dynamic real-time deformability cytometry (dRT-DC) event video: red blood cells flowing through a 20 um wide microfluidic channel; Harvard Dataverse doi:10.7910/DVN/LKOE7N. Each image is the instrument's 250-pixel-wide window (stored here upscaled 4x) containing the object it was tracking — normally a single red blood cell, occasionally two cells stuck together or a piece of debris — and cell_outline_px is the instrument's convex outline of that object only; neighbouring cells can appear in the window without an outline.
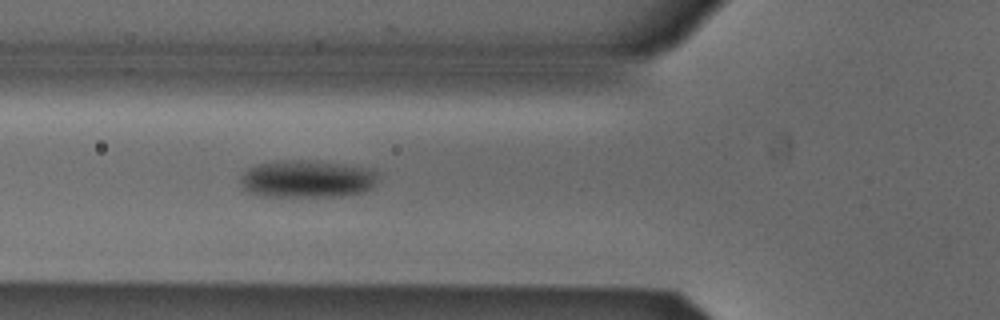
{"species": "Egyptian fruit bat (a non-hibernating species)", "species_latin": "Rousettus aegyptiacus", "temperature_condition": "cold", "stored_images_in_passage": 43, "segment_of_instrument_passage": [1, 2], "camera_frame_rate_fps": 3000, "um_per_image_px": 0.085, "animal": {"sex": "male"}, "frame": {"image": 1, "passage_image": 8, "time_ms": 2.333, "image_size_px": [1000, 320], "cell_outline_px": [[380, 176], [376, 184], [372, 188], [364, 192], [344, 196], [260, 196], [248, 192], [244, 188], [240, 180], [244, 172], [248, 168], [260, 164], [280, 160], [316, 160], [368, 168], [376, 172]], "centroid_in_image_um": [26.15, 15.21], "position_along_channel_um": 99.7, "area_um2": 30.29}}
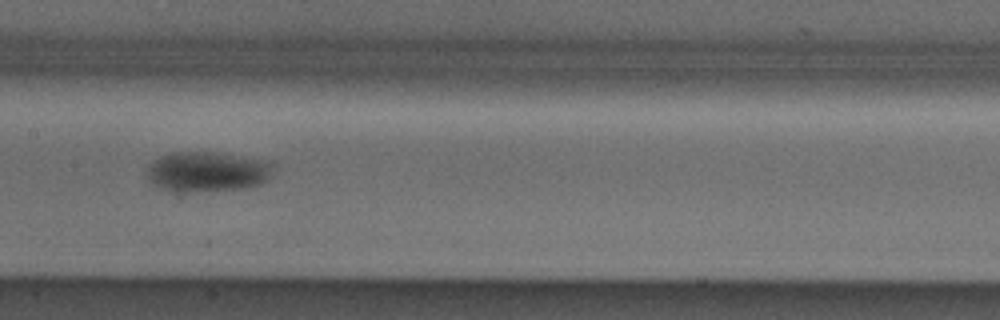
{"frame": {"image": 2, "passage_image": 15, "time_ms": 4.667, "image_size_px": [1000, 320], "cell_outline_px": [[276, 164], [272, 176], [260, 184], [248, 188], [168, 192], [152, 184], [148, 180], [148, 164], [152, 160], [160, 156], [172, 152], [216, 152], [272, 160]], "centroid_in_image_um": [17.67, 14.57], "position_along_channel_um": 189.7, "area_um2": 30.17}}
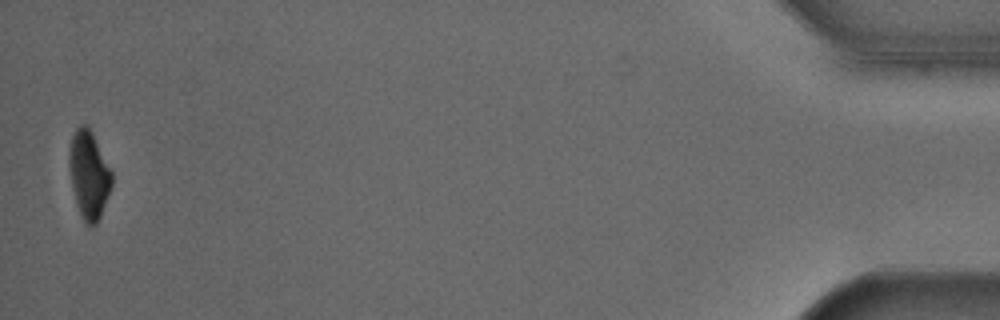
{"frame": {"image": 3, "passage_image": 41, "time_ms": 13.333, "image_size_px": [1000, 320], "cell_outline_px": [[112, 188], [100, 216], [96, 224], [88, 228], [76, 204], [68, 164], [68, 152], [72, 136], [76, 128], [80, 124], [88, 124], [112, 172]], "centroid_in_image_um": [7.55, 14.83], "position_along_channel_um": 427.6, "area_um2": 21.85}}